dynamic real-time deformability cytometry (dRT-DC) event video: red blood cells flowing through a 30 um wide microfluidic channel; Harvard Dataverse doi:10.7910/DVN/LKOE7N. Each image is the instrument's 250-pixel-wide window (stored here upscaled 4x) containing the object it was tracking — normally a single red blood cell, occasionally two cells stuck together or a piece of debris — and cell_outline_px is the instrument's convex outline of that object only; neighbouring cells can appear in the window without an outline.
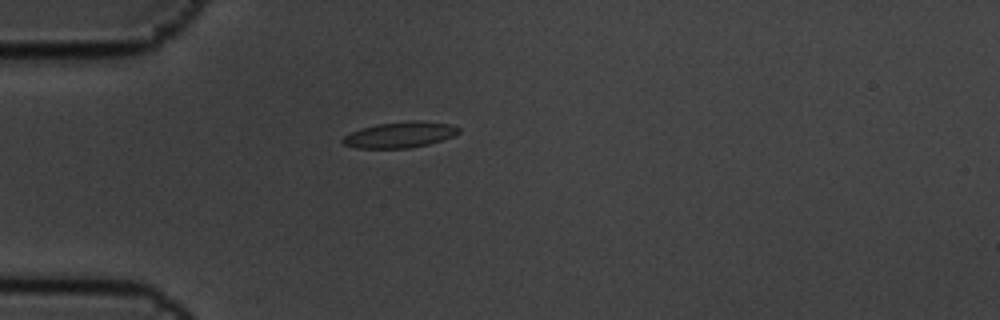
{"species": "common noctule bat (a hibernating species)", "species_latin": "Nyctalus noctula", "temperature_condition": "cold", "stored_images_in_passage": 3, "camera_frame_rate_fps": 3000, "um_per_image_px": 0.085, "animal": {"sex": "male", "body_mass_g": 19.5, "forearm_length_mm": 54.6}, "frame": {"image": 1, "passage_image": 1, "time_ms": 0.0, "image_size_px": [1000, 320], "cell_outline_px": [[460, 132], [452, 136], [428, 144], [408, 148], [356, 148], [344, 144], [340, 140], [344, 136], [360, 128], [376, 124], [412, 120], [420, 120], [448, 124], [460, 128]], "centroid_in_image_um": [33.96, 11.45], "position_along_channel_um": 51.0, "area_um2": 17.4}}
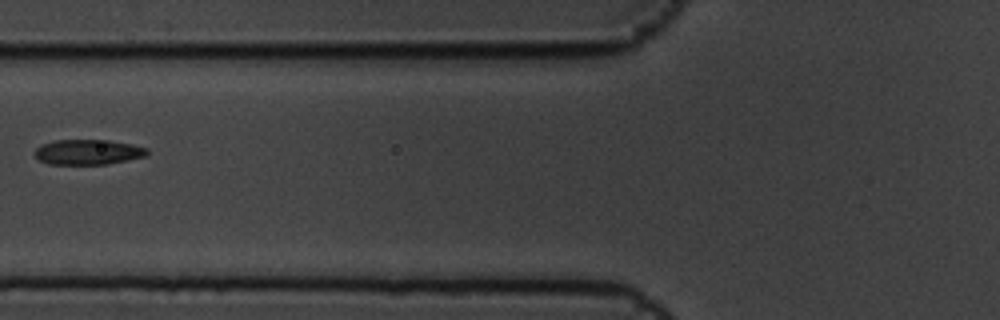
{"frame": {"image": 2, "passage_image": 3, "time_ms": 0.667, "image_size_px": [1000, 320], "cell_outline_px": [[148, 156], [108, 164], [48, 164], [40, 160], [32, 152], [40, 144], [52, 140], [108, 140], [132, 144], [148, 148]], "centroid_in_image_um": [7.47, 12.92], "position_along_channel_um": 118.3, "area_um2": 16.7}}